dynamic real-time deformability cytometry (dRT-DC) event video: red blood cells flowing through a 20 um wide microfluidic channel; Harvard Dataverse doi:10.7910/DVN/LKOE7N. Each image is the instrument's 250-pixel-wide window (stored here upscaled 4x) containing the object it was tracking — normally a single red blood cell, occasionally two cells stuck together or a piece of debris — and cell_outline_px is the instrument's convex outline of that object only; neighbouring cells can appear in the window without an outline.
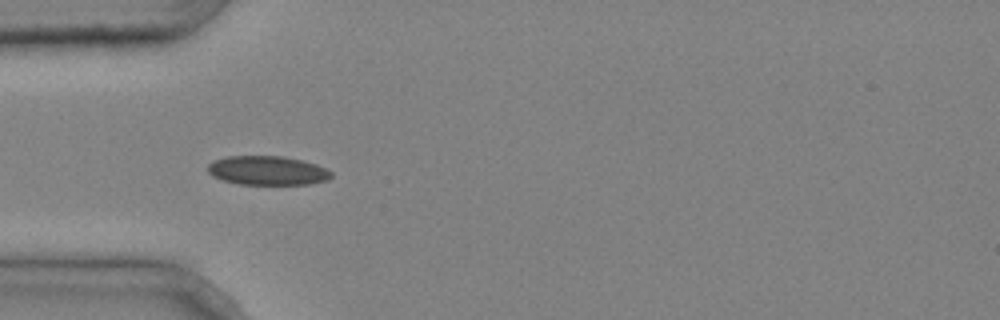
{"species": "common noctule bat (a hibernating species)", "species_latin": "Nyctalus noctula", "temperature_condition": "cold", "stored_images_in_passage": 4, "camera_frame_rate_fps": 3000, "um_per_image_px": 0.085, "animal": {"sex": "male", "body_mass_g": 20.4}, "frame": {"image": 1, "passage_image": 3, "time_ms": 0.667, "image_size_px": [1000, 320], "cell_outline_px": [[332, 176], [328, 180], [308, 184], [240, 184], [224, 180], [212, 176], [208, 172], [208, 164], [216, 160], [228, 156], [280, 156], [300, 160], [316, 164], [332, 172]], "centroid_in_image_um": [22.74, 14.5], "position_along_channel_um": 62.3, "area_um2": 20.69}}